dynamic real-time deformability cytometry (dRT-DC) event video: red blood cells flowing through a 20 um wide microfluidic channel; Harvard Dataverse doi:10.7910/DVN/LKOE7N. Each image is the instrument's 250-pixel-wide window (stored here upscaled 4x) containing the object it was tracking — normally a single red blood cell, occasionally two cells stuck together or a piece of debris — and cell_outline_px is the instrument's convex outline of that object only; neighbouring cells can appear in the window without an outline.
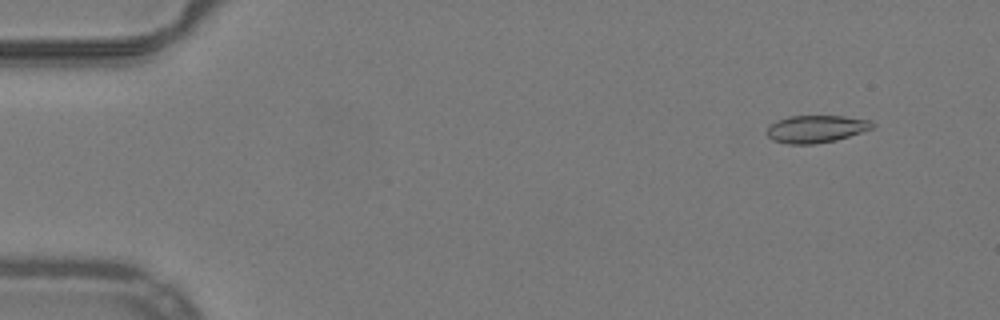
{"species": "common noctule bat (a hibernating species)", "species_latin": "Nyctalus noctula", "temperature_condition": "warm", "stored_images_in_passage": 52, "camera_frame_rate_fps": 3000, "um_per_image_px": 0.085, "animal": {"sex": "male", "body_mass_g": 19.2, "forearm_length_mm": 51.8}, "frame": {"image": 1, "passage_image": 5, "time_ms": 1.333, "image_size_px": [1000, 320], "cell_outline_px": [[876, 124], [872, 128], [836, 140], [816, 144], [788, 144], [772, 140], [768, 136], [768, 124], [776, 120], [788, 116], [844, 116], [872, 120]], "centroid_in_image_um": [69.35, 10.95], "position_along_channel_um": 15.6, "area_um2": 16.94}}
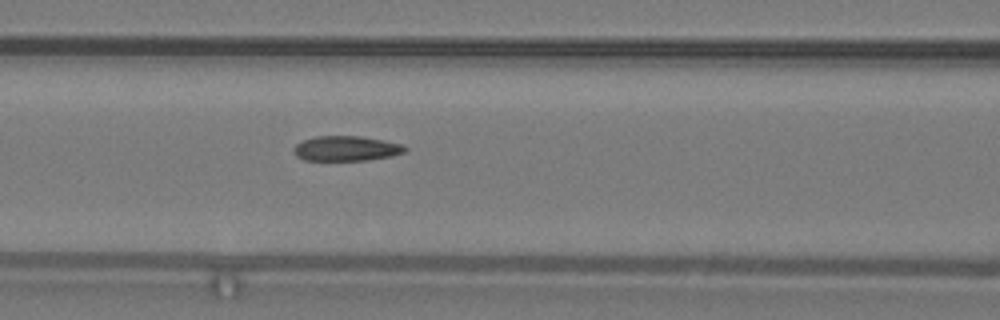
{"frame": {"image": 2, "passage_image": 23, "time_ms": 7.333, "image_size_px": [1000, 320], "cell_outline_px": [[408, 148], [404, 152], [392, 156], [368, 160], [304, 160], [296, 156], [292, 148], [296, 144], [304, 140], [316, 136], [360, 136], [384, 140], [404, 144]], "centroid_in_image_um": [29.45, 12.62], "position_along_channel_um": 137.2, "area_um2": 16.3}}
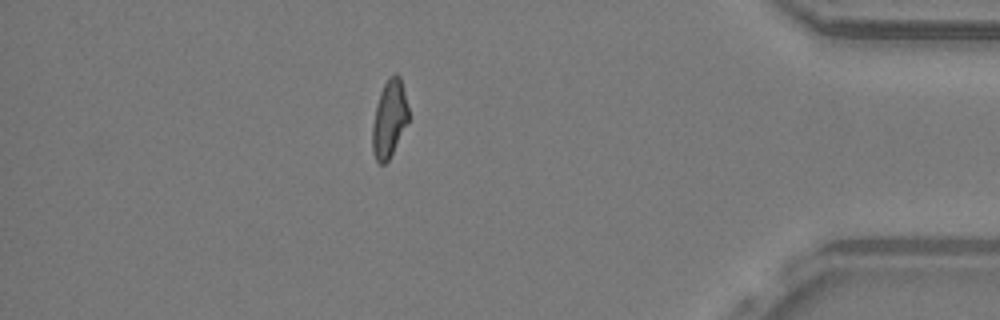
{"frame": {"image": 3, "passage_image": 46, "time_ms": 15.0, "image_size_px": [1000, 320], "cell_outline_px": [[408, 120], [388, 160], [384, 164], [380, 164], [376, 160], [372, 152], [372, 128], [376, 104], [380, 92], [388, 76], [396, 72], [400, 76], [408, 108]], "centroid_in_image_um": [33.06, 10.06], "position_along_channel_um": 402.1, "area_um2": 16.07}, "authors_computed_cell_mechanics": {"area_um2": 16.8487, "velocity_mm_per_s": 3.9839, "shape_relaxation_time_tau1_ms": null, "shape_relaxation_time_tau2_ms": 3.2048, "deformation_change_tau1": null, "deformation_change_tau2": 0.0936}}